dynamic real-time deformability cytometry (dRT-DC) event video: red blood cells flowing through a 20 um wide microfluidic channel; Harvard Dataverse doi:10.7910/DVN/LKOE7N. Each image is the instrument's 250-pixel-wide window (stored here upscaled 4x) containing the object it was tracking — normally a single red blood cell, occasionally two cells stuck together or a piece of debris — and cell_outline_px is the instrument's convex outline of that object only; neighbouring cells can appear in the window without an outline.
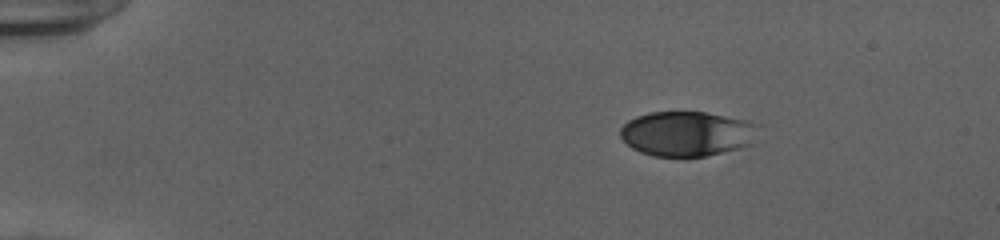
{"species": "human", "species_latin": "Homo sapiens", "temperature_condition": "cold", "stored_images_in_passage": 45, "camera_frame_rate_fps": 3000, "um_per_image_px": 0.085, "donor": {"sex": "female"}, "frame": {"image": 1, "passage_image": 1, "time_ms": 0.0, "image_size_px": [1000, 240], "cell_outline_px": [[760, 124], [752, 144], [740, 148], [704, 156], [652, 156], [640, 152], [632, 148], [620, 136], [620, 128], [628, 120], [636, 116], [648, 112], [704, 112], [744, 120]], "centroid_in_image_um": [58.39, 11.36], "position_along_channel_um": 26.6, "area_um2": 36.07}}
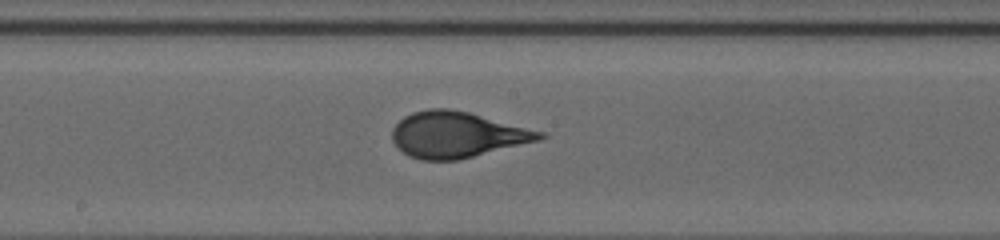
{"frame": {"image": 2, "passage_image": 22, "time_ms": 7.0, "image_size_px": [1000, 240], "cell_outline_px": [[548, 136], [540, 140], [456, 160], [420, 160], [408, 156], [392, 140], [392, 128], [404, 116], [412, 112], [428, 108], [448, 108], [468, 112], [544, 132]], "centroid_in_image_um": [38.83, 11.44], "position_along_channel_um": 209.4, "area_um2": 39.19}}
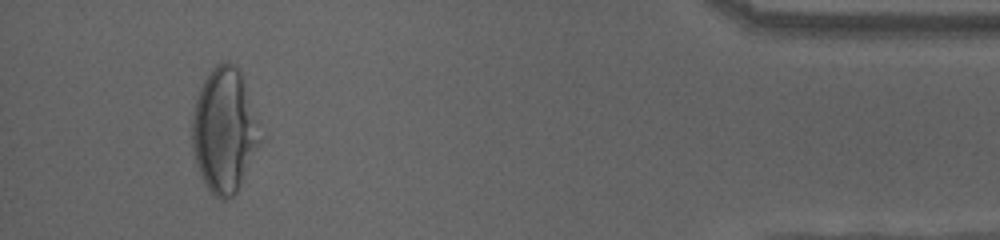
{"frame": {"image": 3, "passage_image": 42, "time_ms": 13.667, "image_size_px": [1000, 240], "cell_outline_px": [[264, 140], [236, 192], [228, 200], [220, 200], [204, 184], [200, 176], [192, 152], [192, 120], [196, 100], [200, 88], [204, 80], [212, 68], [216, 64], [224, 60], [228, 60], [240, 72]], "centroid_in_image_um": [19.07, 11.13], "position_along_channel_um": 416.1, "area_um2": 49.42}, "authors_computed_cell_mechanics": {"area_um2": 38.9572, "velocity_mm_per_s": 3.9277, "shape_relaxation_time_tau1_ms": 5.473, "shape_relaxation_time_tau2_ms": null, "deformation_change_tau1": 0.2099, "deformation_change_tau2": null}}